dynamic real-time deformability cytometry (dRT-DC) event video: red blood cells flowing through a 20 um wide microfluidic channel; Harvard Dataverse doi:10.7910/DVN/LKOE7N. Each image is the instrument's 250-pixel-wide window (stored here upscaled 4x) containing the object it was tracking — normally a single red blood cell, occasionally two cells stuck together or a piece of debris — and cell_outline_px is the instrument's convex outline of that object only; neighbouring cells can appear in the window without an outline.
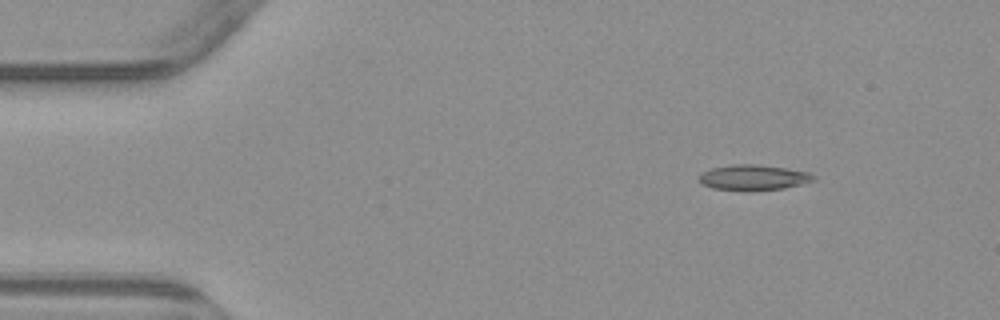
{"species": "common noctule bat (a hibernating species)", "species_latin": "Nyctalus noctula", "temperature_condition": "warm", "stored_images_in_passage": 5, "camera_frame_rate_fps": 3000, "um_per_image_px": 0.085, "animal": {"sex": "male", "body_mass_g": 23.1, "forearm_length_mm": 52.7}, "frame": {"image": 1, "passage_image": 2, "time_ms": 1.333, "image_size_px": [1000, 320], "cell_outline_px": [[816, 180], [784, 188], [744, 192], [712, 188], [700, 184], [700, 176], [704, 172], [712, 168], [732, 164], [752, 164], [784, 168], [808, 172], [816, 176]], "centroid_in_image_um": [64.03, 15.11], "position_along_channel_um": 21.0, "area_um2": 17.05}}
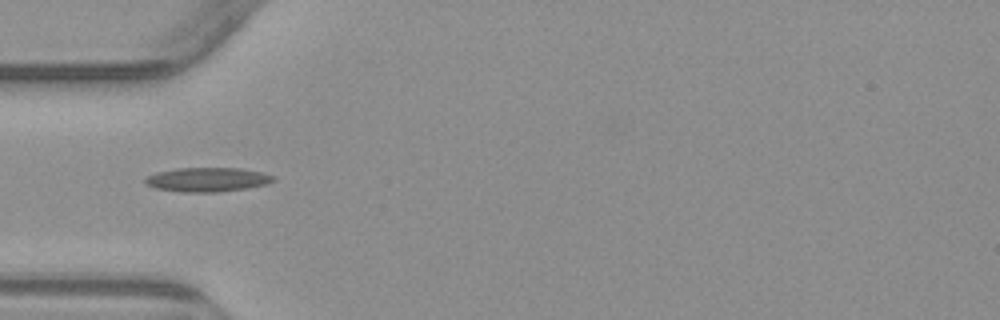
{"frame": {"image": 2, "passage_image": 5, "time_ms": 4.667, "image_size_px": [1000, 320], "cell_outline_px": [[276, 180], [268, 184], [248, 188], [216, 192], [180, 192], [156, 188], [148, 184], [144, 180], [148, 176], [156, 172], [176, 168], [240, 168], [260, 172], [276, 176]], "centroid_in_image_um": [17.67, 15.26], "position_along_channel_um": 67.3, "area_um2": 18.09}}